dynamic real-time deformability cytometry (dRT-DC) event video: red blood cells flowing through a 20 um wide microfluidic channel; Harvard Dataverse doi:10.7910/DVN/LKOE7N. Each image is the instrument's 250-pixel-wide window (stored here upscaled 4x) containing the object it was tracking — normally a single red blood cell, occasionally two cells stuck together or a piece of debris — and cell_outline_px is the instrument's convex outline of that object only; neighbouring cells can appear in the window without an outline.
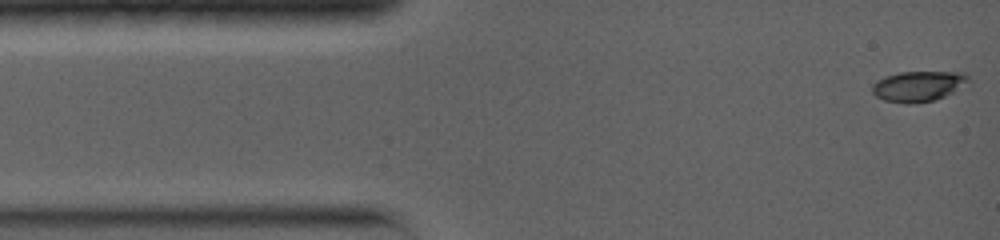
{"species": "common noctule bat (a hibernating species)", "species_latin": "Nyctalus noctula", "temperature_condition": "warm", "stored_images_in_passage": 64, "camera_frame_rate_fps": 5000, "um_per_image_px": 0.085, "animal": {"sex": "female", "body_mass_g": 19.0, "forearm_length_mm": 56.7}, "frame": {"image": 1, "passage_image": 1, "time_ms": 0.0, "image_size_px": [1000, 240], "cell_outline_px": [[972, 84], [936, 100], [912, 104], [904, 104], [884, 100], [876, 96], [872, 92], [872, 84], [876, 80], [884, 76], [900, 72], [964, 72], [972, 80]], "centroid_in_image_um": [78.12, 7.33], "position_along_channel_um": 6.9, "area_um2": 17.63}}
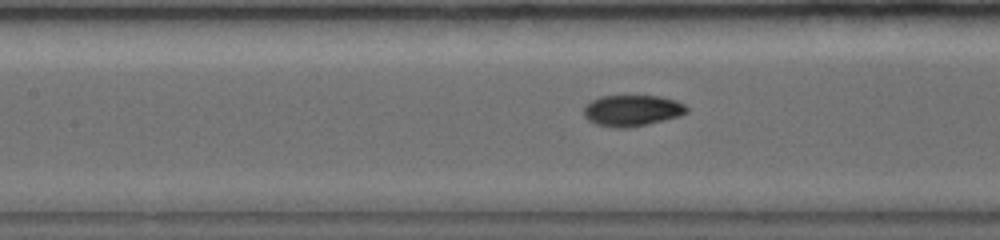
{"frame": {"image": 2, "passage_image": 27, "time_ms": 5.6, "image_size_px": [1000, 240], "cell_outline_px": [[688, 112], [680, 116], [648, 124], [628, 128], [612, 128], [596, 124], [588, 120], [584, 116], [584, 108], [592, 100], [600, 96], [660, 96], [676, 100], [684, 104], [688, 108]], "centroid_in_image_um": [53.74, 9.4], "position_along_channel_um": 153.7, "area_um2": 18.79}}
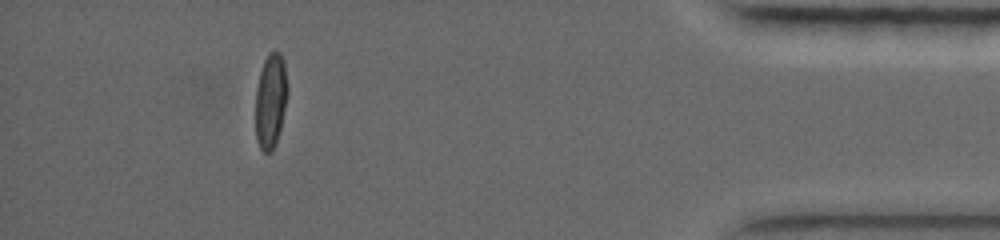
{"frame": {"image": 3, "passage_image": 56, "time_ms": 13.6, "image_size_px": [1000, 240], "cell_outline_px": [[288, 96], [276, 144], [272, 152], [264, 152], [260, 148], [256, 140], [256, 88], [260, 72], [264, 60], [268, 52], [276, 48], [280, 52], [284, 60], [288, 88]], "centroid_in_image_um": [23.02, 8.51], "position_along_channel_um": 412.2, "area_um2": 18.03}, "authors_computed_cell_mechanics": {"area_um2": 18.1781, "velocity_mm_per_s": 3.973, "shape_relaxation_time_tau1_ms": 10.5721, "shape_relaxation_time_tau2_ms": null, "deformation_change_tau1": 0.3218, "deformation_change_tau2": null}}